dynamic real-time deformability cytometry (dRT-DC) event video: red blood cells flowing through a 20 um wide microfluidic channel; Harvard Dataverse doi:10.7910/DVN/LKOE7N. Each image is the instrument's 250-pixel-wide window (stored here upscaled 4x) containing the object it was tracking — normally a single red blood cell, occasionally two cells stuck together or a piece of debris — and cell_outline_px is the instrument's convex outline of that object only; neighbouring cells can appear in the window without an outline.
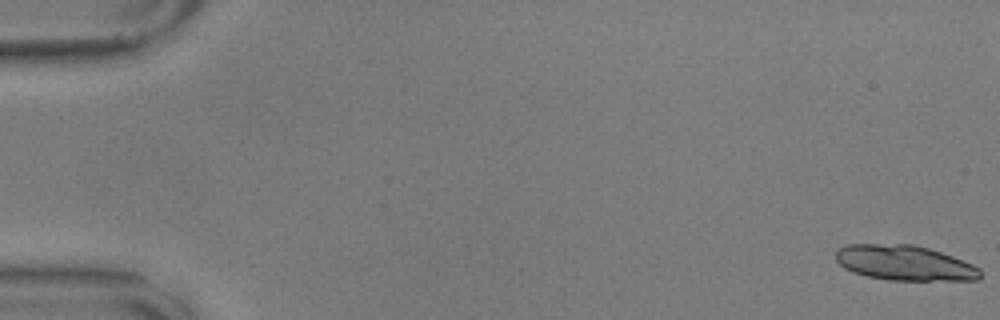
{"species": "common noctule bat (a hibernating species)", "species_latin": "Nyctalus noctula", "temperature_condition": "warm", "stored_images_in_passage": 58, "segment_of_instrument_passage": [1, 2], "camera_frame_rate_fps": 3000, "um_per_image_px": 0.085, "animal": {"sex": "male", "body_mass_g": 17.9, "forearm_length_mm": 54.2}, "frame": {"image": 1, "passage_image": 1, "time_ms": 0.0, "image_size_px": [1000, 320], "cell_outline_px": [[980, 276], [976, 280], [888, 280], [868, 276], [852, 272], [844, 268], [836, 260], [836, 252], [840, 248], [848, 244], [912, 244], [928, 248], [952, 256], [972, 264], [980, 268]], "centroid_in_image_um": [76.87, 22.35], "position_along_channel_um": 8.1, "area_um2": 29.42}}